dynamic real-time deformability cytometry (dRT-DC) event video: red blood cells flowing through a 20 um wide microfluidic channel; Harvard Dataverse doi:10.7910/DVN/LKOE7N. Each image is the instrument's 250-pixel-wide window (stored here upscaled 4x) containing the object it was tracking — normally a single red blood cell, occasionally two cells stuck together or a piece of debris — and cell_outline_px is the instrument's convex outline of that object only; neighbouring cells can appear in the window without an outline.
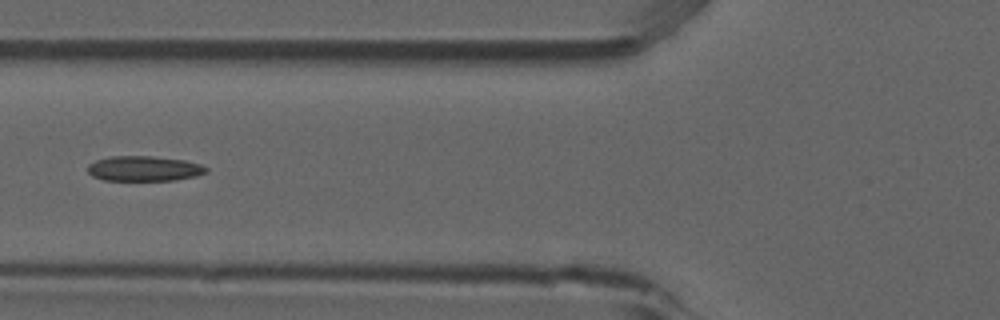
{"species": "common noctule bat (a hibernating species)", "species_latin": "Nyctalus noctula", "temperature_condition": "room temperature", "stored_images_in_passage": 5, "camera_frame_rate_fps": 3000, "um_per_image_px": 0.085, "animal": {"sex": "male", "forearm_length_mm": 52.5}, "frame": {"image": 1, "passage_image": 5, "time_ms": 1.333, "image_size_px": [1000, 320], "cell_outline_px": [[208, 172], [196, 176], [176, 180], [104, 180], [92, 176], [88, 172], [88, 164], [96, 160], [112, 156], [152, 156], [184, 160], [200, 164], [208, 168]], "centroid_in_image_um": [12.26, 14.33], "position_along_channel_um": 113.5, "area_um2": 17.34}}